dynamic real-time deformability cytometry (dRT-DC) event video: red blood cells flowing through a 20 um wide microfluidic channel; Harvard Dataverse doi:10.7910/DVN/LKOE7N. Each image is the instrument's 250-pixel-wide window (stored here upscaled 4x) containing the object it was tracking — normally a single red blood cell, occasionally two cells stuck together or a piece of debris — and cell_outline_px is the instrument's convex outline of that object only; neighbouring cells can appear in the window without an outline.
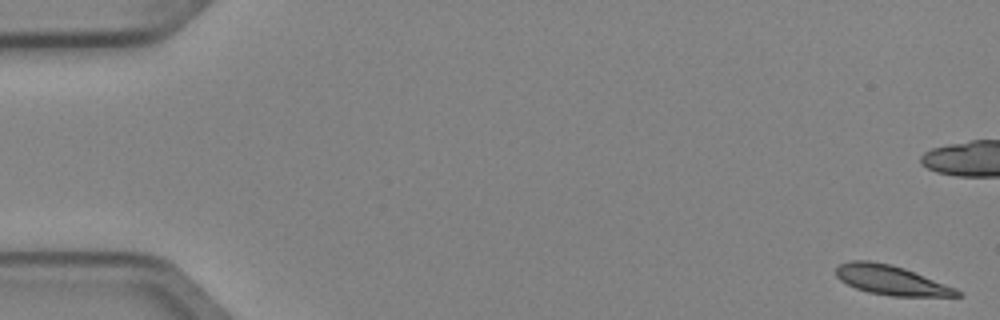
{"species": "Egyptian fruit bat (a non-hibernating species)", "species_latin": "Rousettus aegyptiacus", "temperature_condition": "cold", "stored_images_in_passage": 4, "camera_frame_rate_fps": 3000, "um_per_image_px": 0.085, "animal": {"sex": "female"}, "frame": {"image": 1, "passage_image": 1, "time_ms": 0.0, "image_size_px": [1000, 320], "cell_outline_px": [[964, 296], [892, 296], [868, 292], [856, 288], [840, 280], [836, 276], [836, 268], [840, 264], [852, 260], [868, 260], [892, 264], [904, 268], [956, 288]], "centroid_in_image_um": [75.74, 23.81], "position_along_channel_um": 9.3, "area_um2": 20.69}}